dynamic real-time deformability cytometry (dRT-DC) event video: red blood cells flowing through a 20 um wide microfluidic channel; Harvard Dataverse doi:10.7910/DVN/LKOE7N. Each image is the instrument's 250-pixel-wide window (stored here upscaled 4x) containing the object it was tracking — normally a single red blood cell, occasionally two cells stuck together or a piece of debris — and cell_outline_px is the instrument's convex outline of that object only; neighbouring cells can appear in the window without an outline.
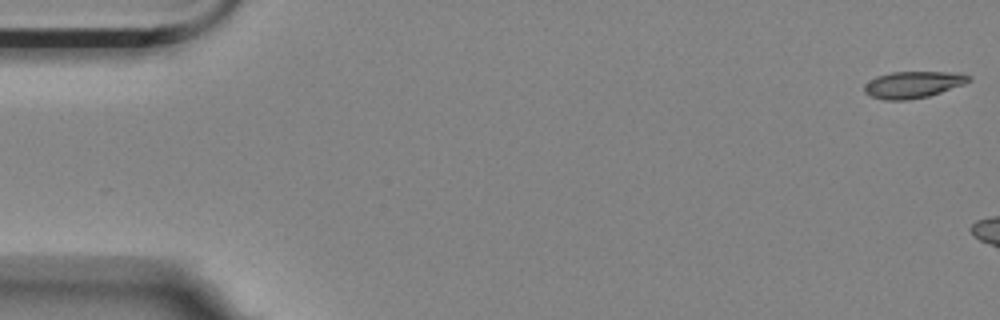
{"species": "Egyptian fruit bat (a non-hibernating species)", "species_latin": "Rousettus aegyptiacus", "temperature_condition": "room temperature", "stored_images_in_passage": 6, "camera_frame_rate_fps": 3000, "um_per_image_px": 0.085, "animal": {"sex": "female"}, "frame": {"image": 1, "passage_image": 1, "time_ms": 0.0, "image_size_px": [1000, 320], "cell_outline_px": [[972, 80], [964, 84], [928, 96], [908, 100], [884, 100], [872, 96], [864, 92], [864, 84], [876, 76], [892, 72], [960, 72], [972, 76]], "centroid_in_image_um": [77.63, 7.18], "position_along_channel_um": 7.4, "area_um2": 16.3}}